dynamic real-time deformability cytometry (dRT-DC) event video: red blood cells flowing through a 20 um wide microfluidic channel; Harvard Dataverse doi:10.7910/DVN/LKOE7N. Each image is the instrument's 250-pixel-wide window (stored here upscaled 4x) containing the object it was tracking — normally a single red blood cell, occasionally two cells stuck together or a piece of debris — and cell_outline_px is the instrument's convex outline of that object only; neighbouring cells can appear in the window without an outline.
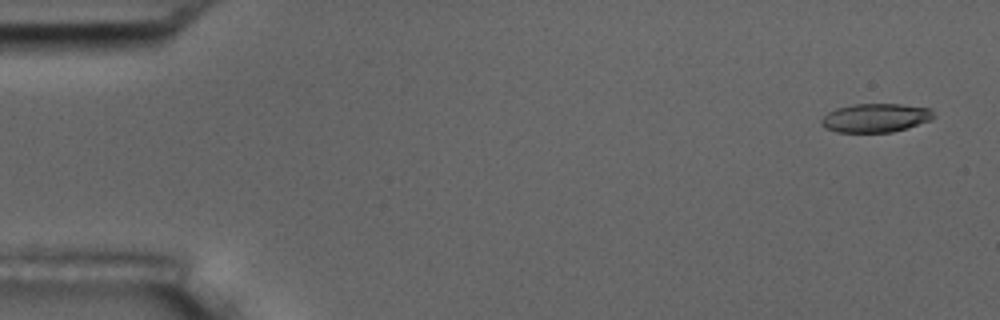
{"species": "common noctule bat (a hibernating species)", "species_latin": "Nyctalus noctula", "temperature_condition": "room temperature", "stored_images_in_passage": 5, "camera_frame_rate_fps": 3000, "um_per_image_px": 0.085, "animal": {"sex": "male", "body_mass_g": 17.5, "forearm_length_mm": 52.3}, "frame": {"image": 1, "passage_image": 1, "time_ms": 0.0, "image_size_px": [1000, 320], "cell_outline_px": [[936, 116], [932, 120], [908, 128], [892, 132], [836, 132], [824, 128], [820, 124], [820, 120], [828, 112], [836, 108], [852, 104], [900, 104], [932, 108]], "centroid_in_image_um": [74.44, 10.02], "position_along_channel_um": 10.6, "area_um2": 19.13}}
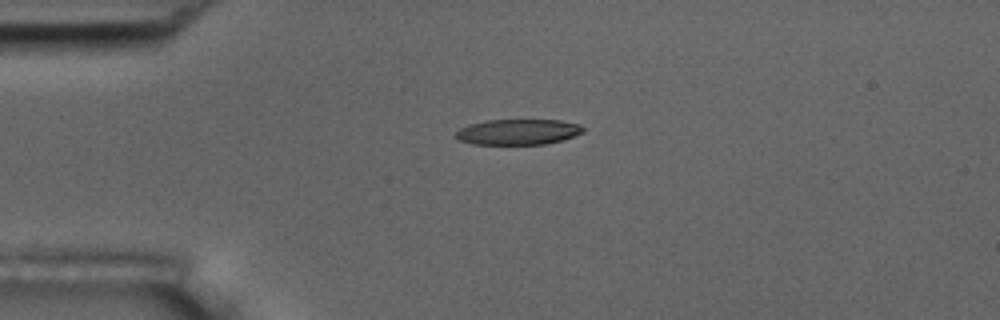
{"frame": {"image": 2, "passage_image": 4, "time_ms": 3.667, "image_size_px": [1000, 320], "cell_outline_px": [[584, 132], [564, 140], [544, 144], [472, 144], [460, 140], [452, 136], [460, 128], [468, 124], [488, 120], [560, 120], [580, 124], [584, 128]], "centroid_in_image_um": [44.03, 11.21], "position_along_channel_um": 41.0, "area_um2": 19.13}}